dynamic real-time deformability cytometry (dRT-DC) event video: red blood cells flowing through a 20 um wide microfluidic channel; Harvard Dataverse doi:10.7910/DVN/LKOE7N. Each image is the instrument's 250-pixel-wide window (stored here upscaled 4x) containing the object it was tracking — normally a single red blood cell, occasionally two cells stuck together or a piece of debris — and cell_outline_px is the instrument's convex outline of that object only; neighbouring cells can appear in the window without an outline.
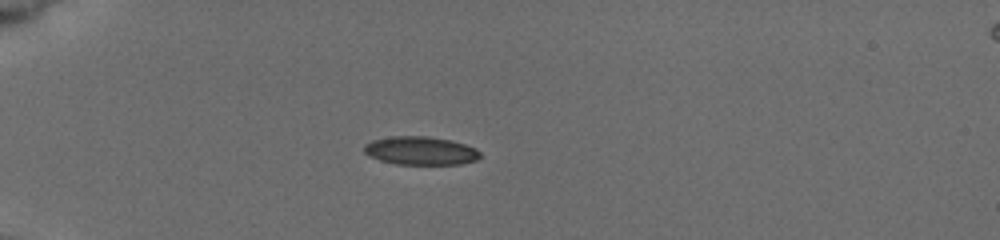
{"species": "common noctule bat (a hibernating species)", "species_latin": "Nyctalus noctula", "temperature_condition": "cold", "stored_images_in_passage": 7, "camera_frame_rate_fps": 3000, "um_per_image_px": 0.085, "animal": {"sex": "female", "body_mass_g": 19.5, "forearm_length_mm": 54.1}, "frame": {"image": 1, "passage_image": 6, "time_ms": 4.667, "image_size_px": [1000, 240], "cell_outline_px": [[480, 156], [476, 160], [460, 164], [396, 164], [380, 160], [368, 156], [364, 152], [364, 144], [372, 140], [392, 136], [428, 136], [452, 140], [476, 148], [480, 152]], "centroid_in_image_um": [35.73, 12.8], "position_along_channel_um": 49.3, "area_um2": 19.25}}